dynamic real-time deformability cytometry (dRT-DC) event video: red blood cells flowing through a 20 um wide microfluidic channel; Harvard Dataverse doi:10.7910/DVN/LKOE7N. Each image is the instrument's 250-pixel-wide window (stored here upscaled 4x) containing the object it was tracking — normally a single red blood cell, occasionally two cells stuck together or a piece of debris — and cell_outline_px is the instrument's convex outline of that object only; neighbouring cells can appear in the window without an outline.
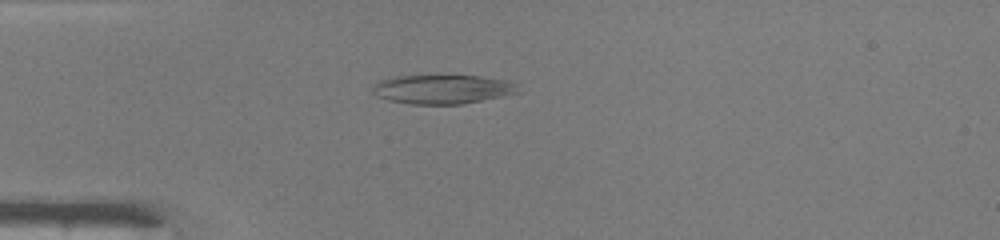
{"species": "common noctule bat (a hibernating species)", "species_latin": "Nyctalus noctula", "temperature_condition": "warm", "stored_images_in_passage": 36, "camera_frame_rate_fps": 3000, "um_per_image_px": 0.085, "animal": {"sex": "male", "body_mass_g": 19.0, "forearm_length_mm": 50.8}, "frame": {"image": 1, "passage_image": 1, "time_ms": 0.0, "image_size_px": [1000, 240], "cell_outline_px": [[520, 92], [460, 104], [412, 104], [388, 100], [376, 96], [372, 92], [372, 88], [380, 80], [396, 76], [480, 76], [516, 80]], "centroid_in_image_um": [37.66, 7.57], "position_along_channel_um": 47.3, "area_um2": 24.68}}
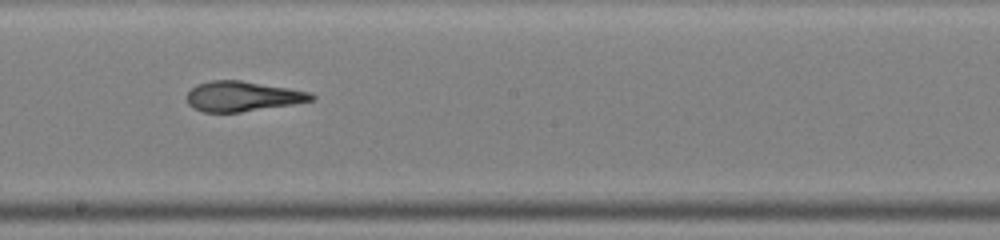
{"frame": {"image": 2, "passage_image": 15, "time_ms": 4.667, "image_size_px": [1000, 240], "cell_outline_px": [[316, 96], [312, 100], [292, 104], [240, 112], [204, 112], [192, 108], [188, 104], [188, 92], [196, 84], [212, 80], [240, 80], [312, 92]], "centroid_in_image_um": [20.6, 8.18], "position_along_channel_um": 227.6, "area_um2": 21.68}}
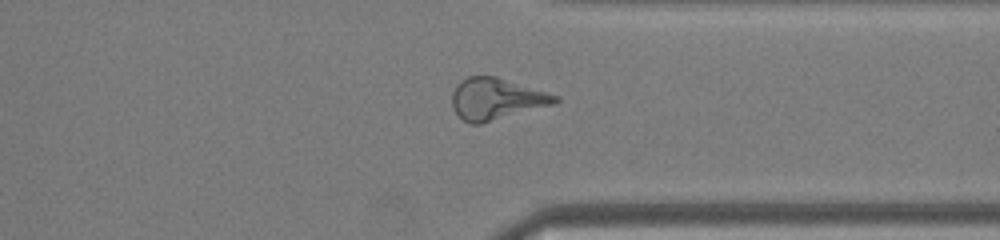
{"frame": {"image": 3, "passage_image": 25, "time_ms": 8.0, "image_size_px": [1000, 240], "cell_outline_px": [[560, 100], [556, 104], [480, 124], [472, 124], [464, 120], [452, 108], [452, 92], [456, 84], [460, 80], [468, 76], [496, 76], [560, 96]], "centroid_in_image_um": [42.19, 8.4], "position_along_channel_um": 369.2, "area_um2": 25.09}, "authors_computed_cell_mechanics": {"area_um2": 23.5535, "velocity_mm_per_s": 4.2471, "shape_relaxation_time_tau1_ms": 9.6027, "shape_relaxation_time_tau2_ms": 2.4669, "deformation_change_tau1": 0.2693, "deformation_change_tau2": 0.1133}}